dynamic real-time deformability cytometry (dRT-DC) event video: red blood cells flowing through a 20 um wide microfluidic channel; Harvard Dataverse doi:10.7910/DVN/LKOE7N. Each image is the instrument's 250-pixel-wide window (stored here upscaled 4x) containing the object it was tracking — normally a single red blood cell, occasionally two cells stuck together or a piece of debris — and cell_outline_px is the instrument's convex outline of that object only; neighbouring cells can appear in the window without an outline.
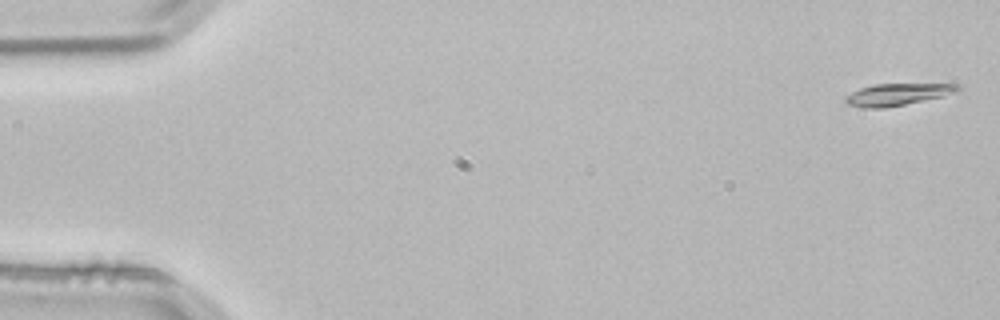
{"species": "common noctule bat (a hibernating species)", "species_latin": "Nyctalus noctula", "temperature_condition": "room temperature", "stored_images_in_passage": 4, "camera_frame_rate_fps": 3000, "um_per_image_px": 0.085, "animal": {"sex": "male", "body_mass_g": 21.5, "forearm_length_mm": 52.0}, "frame": {"image": 1, "passage_image": 1, "time_ms": 0.0, "image_size_px": [1000, 320], "cell_outline_px": [[960, 88], [956, 92], [944, 96], [884, 108], [864, 108], [848, 104], [844, 100], [844, 96], [860, 88], [876, 84], [952, 80]], "centroid_in_image_um": [76.44, 7.95], "position_along_channel_um": 8.6, "area_um2": 15.32}}
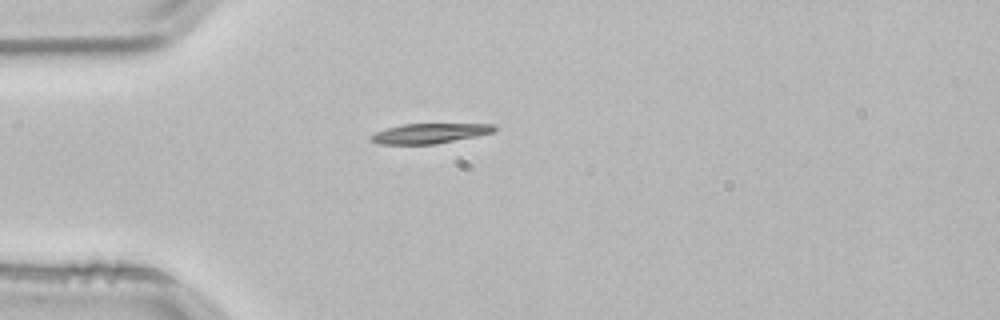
{"frame": {"image": 2, "passage_image": 4, "time_ms": 1.0, "image_size_px": [1000, 320], "cell_outline_px": [[496, 128], [492, 132], [476, 136], [436, 144], [380, 144], [368, 140], [368, 136], [376, 132], [388, 128], [404, 124], [492, 124]], "centroid_in_image_um": [36.45, 11.34], "position_along_channel_um": 48.5, "area_um2": 14.22}}